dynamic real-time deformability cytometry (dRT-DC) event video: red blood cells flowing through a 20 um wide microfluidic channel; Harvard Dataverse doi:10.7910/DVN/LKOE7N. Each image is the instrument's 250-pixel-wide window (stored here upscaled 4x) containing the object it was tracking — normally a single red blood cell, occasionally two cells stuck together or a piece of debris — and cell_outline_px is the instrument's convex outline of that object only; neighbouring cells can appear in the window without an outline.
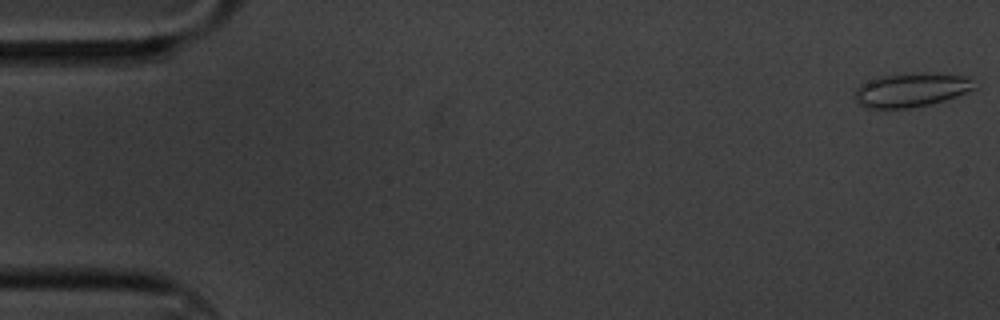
{"species": "common noctule bat (a hibernating species)", "species_latin": "Nyctalus noctula", "temperature_condition": "cold", "stored_images_in_passage": 5, "camera_frame_rate_fps": 3000, "um_per_image_px": 0.085, "animal": {"sex": "male", "body_mass_g": 20.1, "forearm_length_mm": 53.5}, "frame": {"image": 1, "passage_image": 1, "time_ms": 0.0, "image_size_px": [1000, 320], "cell_outline_px": [[976, 88], [956, 96], [944, 100], [912, 108], [864, 108], [852, 96], [856, 88], [860, 84], [868, 80], [880, 76], [920, 72], [968, 76]], "centroid_in_image_um": [77.4, 7.64], "position_along_channel_um": 7.6, "area_um2": 23.7}}